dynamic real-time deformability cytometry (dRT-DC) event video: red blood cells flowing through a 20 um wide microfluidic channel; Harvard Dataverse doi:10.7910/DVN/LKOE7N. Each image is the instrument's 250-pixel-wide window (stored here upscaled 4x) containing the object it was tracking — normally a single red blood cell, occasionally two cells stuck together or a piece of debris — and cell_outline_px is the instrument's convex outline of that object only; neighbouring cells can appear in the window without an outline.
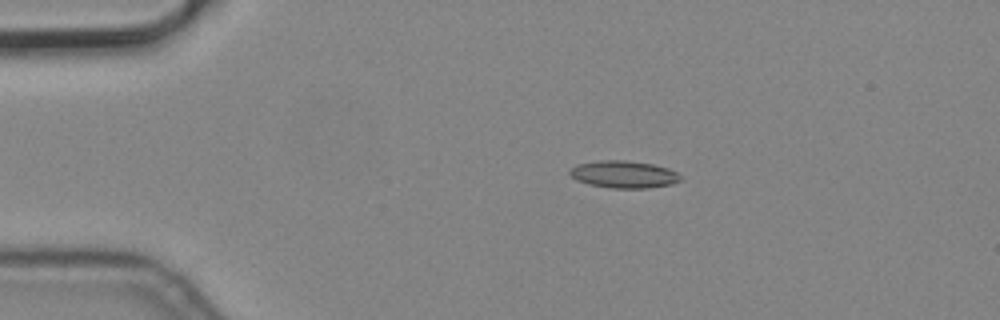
{"species": "common noctule bat (a hibernating species)", "species_latin": "Nyctalus noctula", "temperature_condition": "cold", "stored_images_in_passage": 6, "camera_frame_rate_fps": 3000, "um_per_image_px": 0.085, "animal": {"sex": "male", "body_mass_g": 19.2, "forearm_length_mm": 51.8}, "frame": {"image": 1, "passage_image": 3, "time_ms": 0.667, "image_size_px": [1000, 320], "cell_outline_px": [[680, 180], [672, 184], [648, 188], [608, 188], [588, 184], [576, 180], [568, 172], [576, 164], [596, 160], [624, 160], [652, 164], [668, 168], [676, 172], [680, 176]], "centroid_in_image_um": [52.98, 14.82], "position_along_channel_um": 32.0, "area_um2": 17.63}}
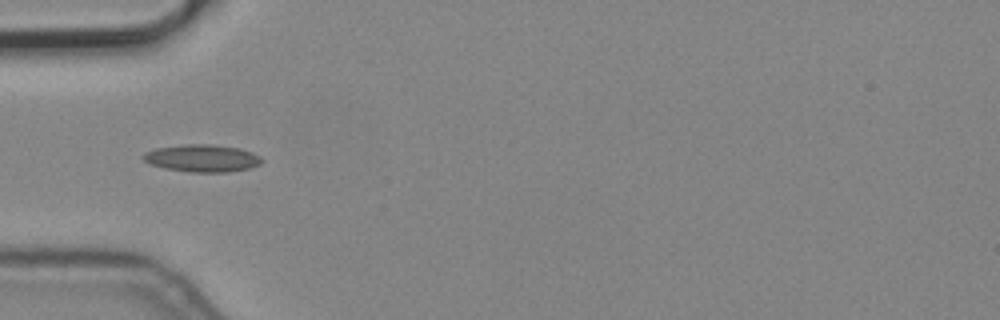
{"frame": {"image": 2, "passage_image": 5, "time_ms": 1.333, "image_size_px": [1000, 320], "cell_outline_px": [[264, 160], [260, 164], [248, 168], [228, 172], [188, 172], [164, 168], [148, 164], [140, 156], [144, 152], [156, 148], [184, 144], [208, 144], [240, 148], [252, 152], [260, 156]], "centroid_in_image_um": [17.15, 13.45], "position_along_channel_um": 67.9, "area_um2": 19.07}}
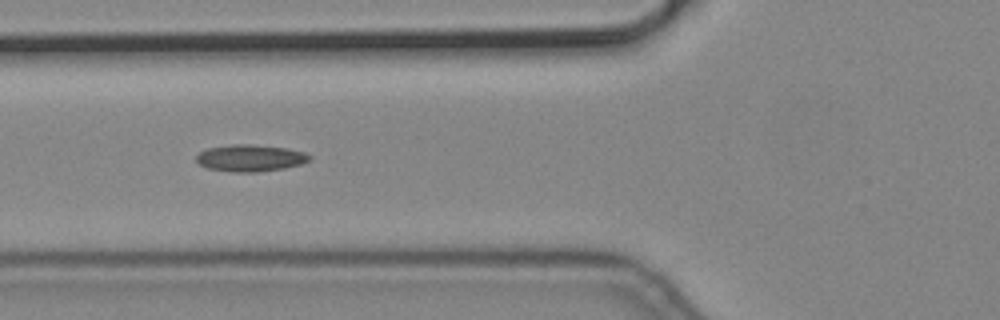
{"frame": {"image": 3, "passage_image": 6, "time_ms": 1.667, "image_size_px": [1000, 320], "cell_outline_px": [[312, 156], [304, 164], [284, 168], [256, 172], [232, 172], [208, 168], [200, 164], [196, 160], [196, 156], [200, 152], [208, 148], [232, 144], [248, 144], [284, 148], [304, 152]], "centroid_in_image_um": [21.28, 13.44], "position_along_channel_um": 104.5, "area_um2": 17.57}}